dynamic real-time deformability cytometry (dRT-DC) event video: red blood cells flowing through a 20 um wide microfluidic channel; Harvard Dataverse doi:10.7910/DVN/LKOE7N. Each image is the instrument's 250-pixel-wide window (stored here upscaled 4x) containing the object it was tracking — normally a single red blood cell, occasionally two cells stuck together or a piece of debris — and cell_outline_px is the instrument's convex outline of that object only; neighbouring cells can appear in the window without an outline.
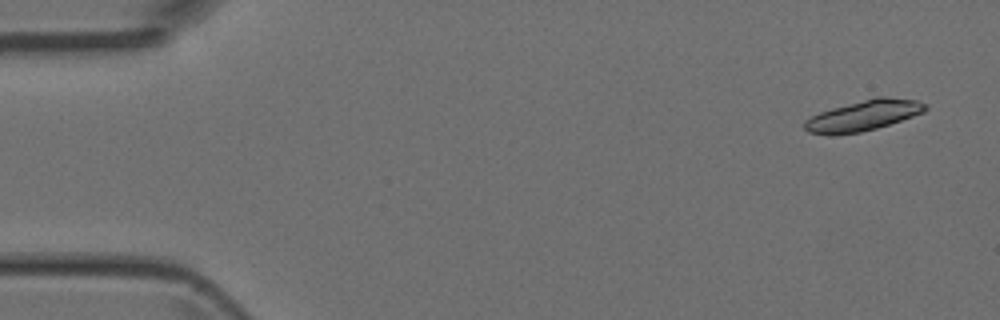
{"species": "Egyptian fruit bat (a non-hibernating species)", "species_latin": "Rousettus aegyptiacus", "temperature_condition": "room temperature", "stored_images_in_passage": 47, "camera_frame_rate_fps": 3000, "um_per_image_px": 0.085, "animal": {"sex": "female"}, "frame": {"image": 1, "passage_image": 2, "time_ms": 0.333, "image_size_px": [1000, 320], "cell_outline_px": [[928, 108], [924, 112], [876, 128], [860, 132], [832, 136], [828, 136], [808, 132], [804, 128], [804, 120], [820, 112], [832, 108], [876, 96], [884, 96], [916, 100], [928, 104]], "centroid_in_image_um": [73.36, 9.82], "position_along_channel_um": 11.6, "area_um2": 21.56}}
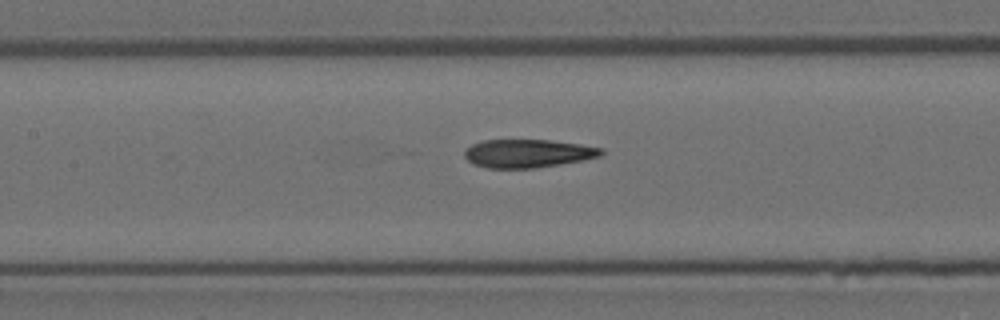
{"frame": {"image": 2, "passage_image": 21, "time_ms": 6.667, "image_size_px": [1000, 320], "cell_outline_px": [[604, 152], [600, 156], [584, 160], [536, 168], [488, 168], [472, 164], [464, 156], [464, 152], [472, 144], [484, 140], [548, 140], [580, 144], [604, 148]], "centroid_in_image_um": [44.88, 13.04], "position_along_channel_um": 162.5, "area_um2": 22.54}}
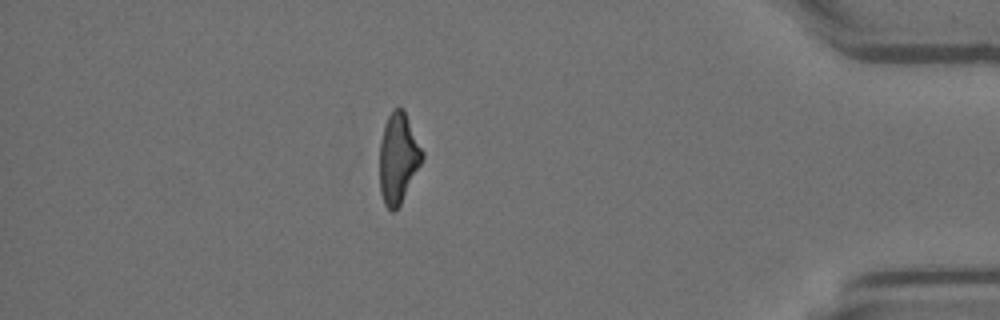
{"frame": {"image": 3, "passage_image": 41, "time_ms": 13.333, "image_size_px": [1000, 320], "cell_outline_px": [[424, 156], [400, 204], [392, 212], [384, 204], [380, 192], [380, 144], [384, 124], [392, 108], [404, 108], [424, 152]], "centroid_in_image_um": [33.84, 13.39], "position_along_channel_um": 401.4, "area_um2": 22.25}}